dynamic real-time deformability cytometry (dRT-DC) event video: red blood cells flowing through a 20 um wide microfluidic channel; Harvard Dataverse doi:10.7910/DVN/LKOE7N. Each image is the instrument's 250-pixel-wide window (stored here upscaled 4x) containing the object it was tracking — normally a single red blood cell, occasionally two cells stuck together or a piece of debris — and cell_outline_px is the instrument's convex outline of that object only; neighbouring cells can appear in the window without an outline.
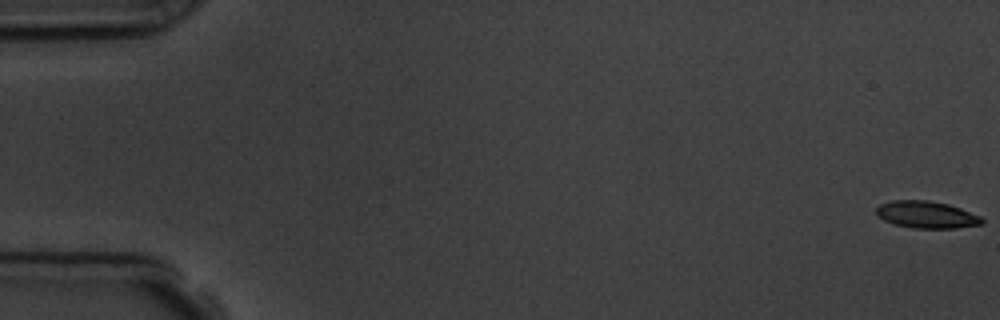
{"species": "common noctule bat (a hibernating species)", "species_latin": "Nyctalus noctula", "temperature_condition": "room temperature", "stored_images_in_passage": 7, "camera_frame_rate_fps": 3000, "um_per_image_px": 0.085, "animal": {"sex": "male", "body_mass_g": 19.5, "forearm_length_mm": 54.6}, "frame": {"image": 1, "passage_image": 1, "time_ms": 0.0, "image_size_px": [1000, 320], "cell_outline_px": [[984, 224], [956, 228], [912, 228], [892, 224], [876, 216], [876, 208], [880, 204], [892, 200], [928, 200], [948, 204], [960, 208], [980, 216], [984, 220]], "centroid_in_image_um": [78.73, 18.25], "position_along_channel_um": 6.3, "area_um2": 16.82}}
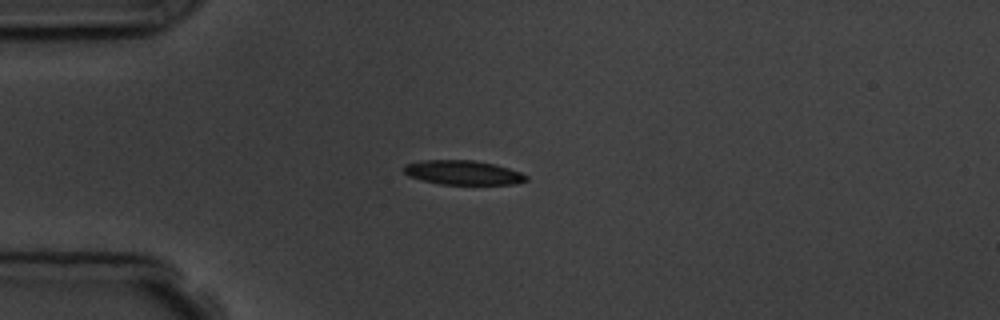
{"frame": {"image": 2, "passage_image": 5, "time_ms": 4.667, "image_size_px": [1000, 320], "cell_outline_px": [[528, 180], [512, 184], [440, 184], [408, 176], [400, 168], [404, 164], [424, 160], [472, 160], [496, 164], [520, 172], [528, 176]], "centroid_in_image_um": [39.32, 14.66], "position_along_channel_um": 45.7, "area_um2": 17.34}}
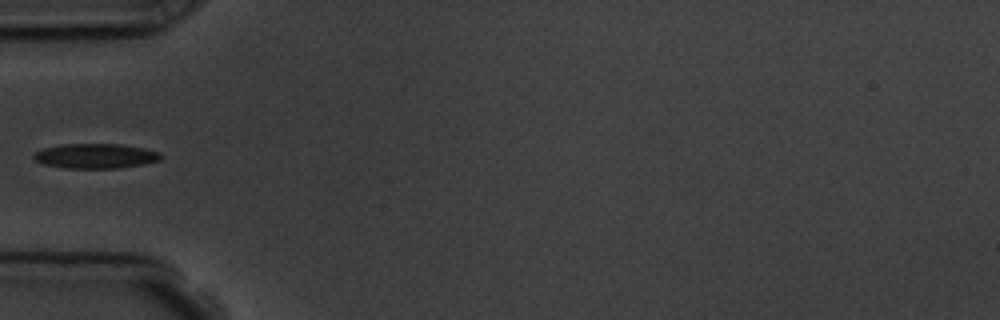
{"frame": {"image": 3, "passage_image": 6, "time_ms": 6.0, "image_size_px": [1000, 320], "cell_outline_px": [[164, 156], [160, 160], [144, 164], [116, 168], [64, 168], [44, 164], [36, 160], [32, 156], [36, 152], [44, 148], [60, 144], [120, 144], [144, 148], [160, 152]], "centroid_in_image_um": [8.15, 13.25], "position_along_channel_um": 76.8, "area_um2": 18.38}}